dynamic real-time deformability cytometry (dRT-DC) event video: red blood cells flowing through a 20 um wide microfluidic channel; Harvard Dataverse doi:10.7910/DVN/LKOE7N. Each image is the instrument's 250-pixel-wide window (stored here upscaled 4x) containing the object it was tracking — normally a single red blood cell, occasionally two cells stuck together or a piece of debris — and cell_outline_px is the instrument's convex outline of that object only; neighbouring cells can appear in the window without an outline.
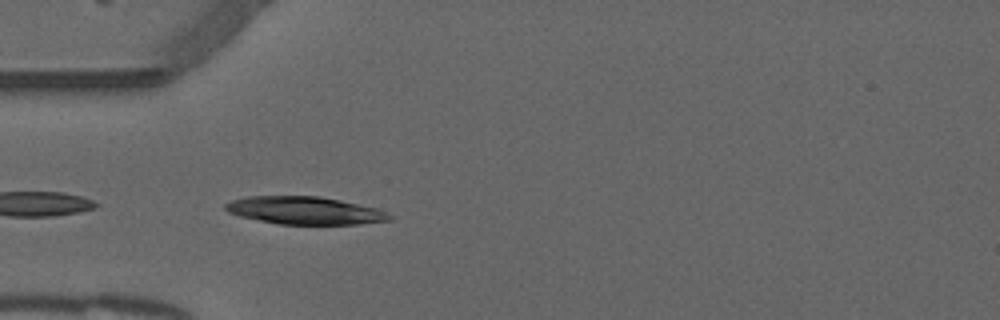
{"species": "common noctule bat (a hibernating species)", "species_latin": "Nyctalus noctula", "temperature_condition": "warm", "stored_images_in_passage": 48, "camera_frame_rate_fps": 3000, "um_per_image_px": 0.085, "animal": {"sex": "male", "forearm_length_mm": 52.5}, "frame": {"image": 1, "passage_image": 11, "time_ms": 3.333, "image_size_px": [1000, 320], "cell_outline_px": [[392, 220], [356, 224], [280, 224], [240, 216], [228, 212], [224, 208], [224, 204], [232, 200], [244, 196], [320, 196], [340, 200], [376, 208], [392, 216]], "centroid_in_image_um": [25.87, 17.88], "position_along_channel_um": 59.1, "area_um2": 26.3}}
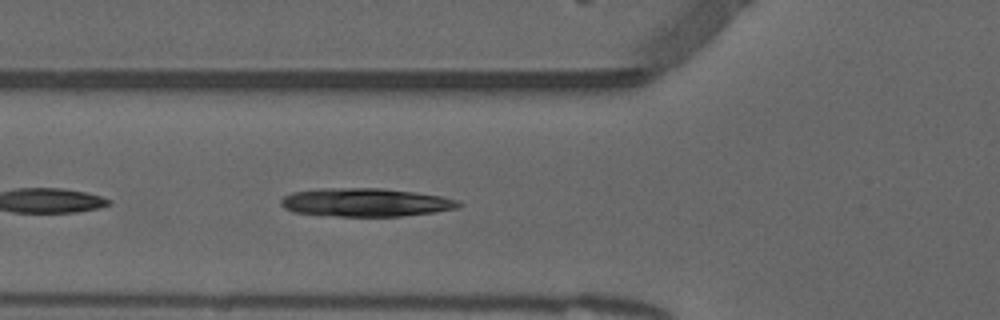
{"frame": {"image": 2, "passage_image": 14, "time_ms": 4.333, "image_size_px": [1000, 320], "cell_outline_px": [[464, 204], [456, 208], [432, 212], [404, 216], [340, 216], [292, 212], [284, 208], [280, 204], [280, 200], [284, 196], [292, 192], [324, 188], [380, 188], [416, 192], [440, 196], [460, 200]], "centroid_in_image_um": [31.08, 17.2], "position_along_channel_um": 94.7, "area_um2": 29.36}}
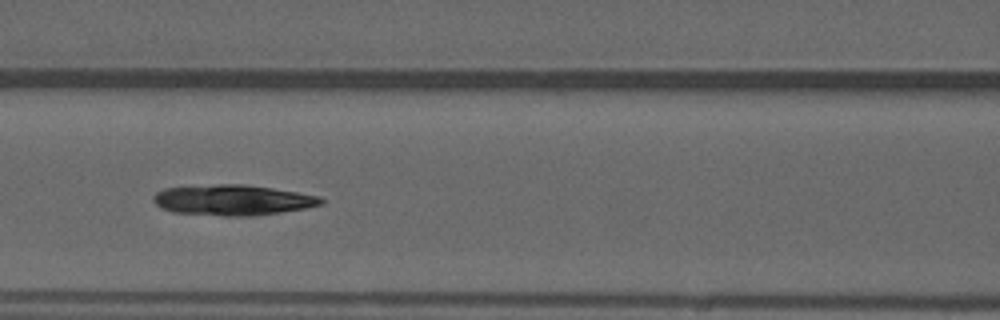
{"frame": {"image": 3, "passage_image": 18, "time_ms": 5.667, "image_size_px": [1000, 320], "cell_outline_px": [[324, 204], [308, 208], [256, 216], [224, 216], [172, 212], [160, 208], [152, 200], [152, 196], [156, 192], [164, 188], [220, 184], [244, 184], [272, 188], [320, 196], [324, 200]], "centroid_in_image_um": [19.78, 17.01], "position_along_channel_um": 146.8, "area_um2": 30.11}, "authors_computed_cell_mechanics": {"area_um2": 28.9867, "velocity_mm_per_s": 3.8717, "shape_relaxation_time_tau1_ms": 3.8322, "shape_relaxation_time_tau2_ms": null, "deformation_change_tau1": 0.154, "deformation_change_tau2": null}}